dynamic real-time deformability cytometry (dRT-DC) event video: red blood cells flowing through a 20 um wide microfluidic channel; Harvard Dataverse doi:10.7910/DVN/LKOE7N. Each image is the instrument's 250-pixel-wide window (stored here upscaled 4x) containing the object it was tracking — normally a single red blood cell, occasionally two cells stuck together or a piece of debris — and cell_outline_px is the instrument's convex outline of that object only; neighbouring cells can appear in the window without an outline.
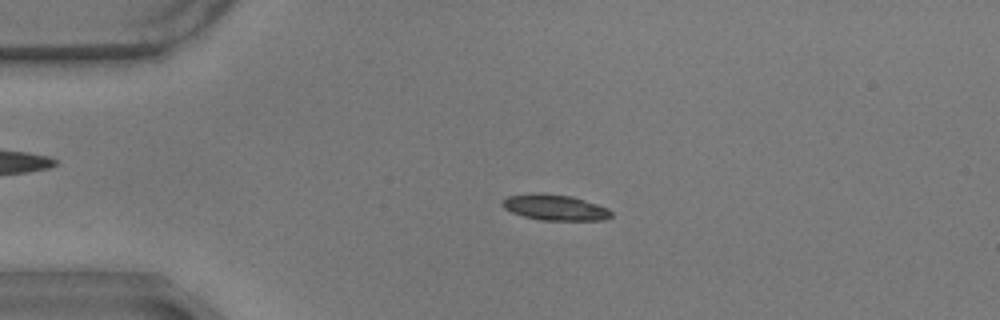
{"species": "common noctule bat (a hibernating species)", "species_latin": "Nyctalus noctula", "temperature_condition": "warm", "stored_images_in_passage": 58, "camera_frame_rate_fps": 3000, "um_per_image_px": 0.085, "animal": {"sex": "male", "body_mass_g": 17.9}, "frame": {"image": 1, "passage_image": 13, "time_ms": 4.0, "image_size_px": [1000, 320], "cell_outline_px": [[612, 216], [604, 220], [540, 220], [524, 216], [512, 212], [504, 208], [500, 204], [500, 200], [508, 196], [532, 192], [540, 192], [572, 196], [608, 208], [612, 212]], "centroid_in_image_um": [47.12, 17.62], "position_along_channel_um": 37.9, "area_um2": 16.53}}
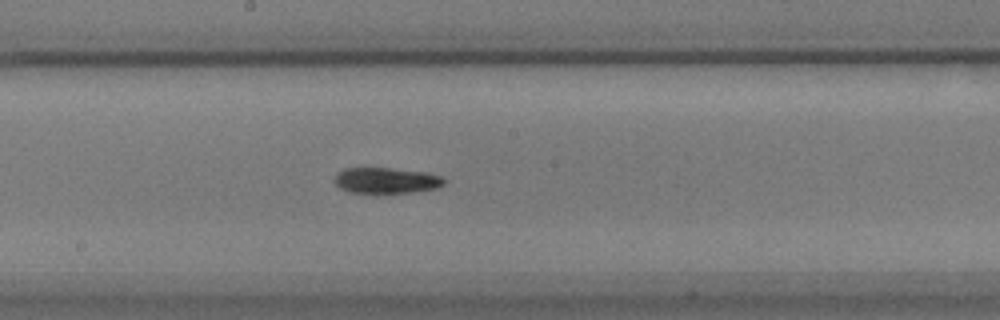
{"frame": {"image": 2, "passage_image": 31, "time_ms": 10.0, "image_size_px": [1000, 320], "cell_outline_px": [[444, 184], [436, 188], [412, 192], [348, 192], [340, 188], [332, 180], [336, 172], [344, 168], [392, 168], [428, 172], [440, 176], [444, 180]], "centroid_in_image_um": [32.78, 15.32], "position_along_channel_um": 215.4, "area_um2": 16.47}}
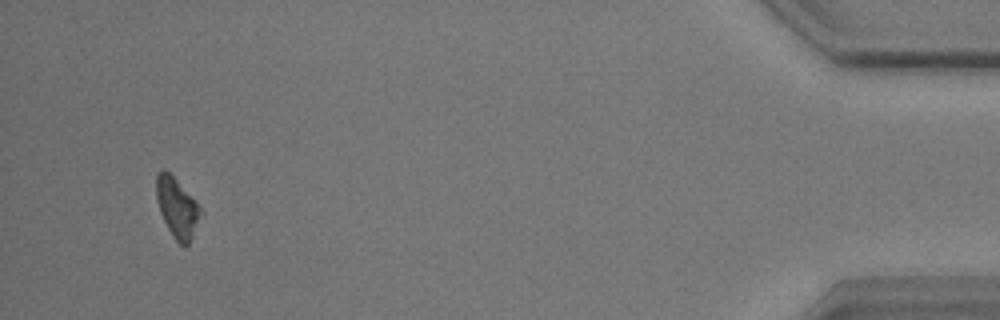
{"frame": {"image": 3, "passage_image": 55, "time_ms": 18.0, "image_size_px": [1000, 320], "cell_outline_px": [[204, 212], [188, 244], [184, 248], [176, 240], [168, 228], [160, 212], [156, 200], [156, 176], [164, 168], [176, 180]], "centroid_in_image_um": [15.05, 17.68], "position_along_channel_um": 420.2, "area_um2": 15.09}, "authors_computed_cell_mechanics": {"area_um2": 16.3285, "velocity_mm_per_s": 3.4918, "shape_relaxation_time_tau1_ms": 2.9783, "shape_relaxation_time_tau2_ms": null, "deformation_change_tau1": 0.1349, "deformation_change_tau2": null}}